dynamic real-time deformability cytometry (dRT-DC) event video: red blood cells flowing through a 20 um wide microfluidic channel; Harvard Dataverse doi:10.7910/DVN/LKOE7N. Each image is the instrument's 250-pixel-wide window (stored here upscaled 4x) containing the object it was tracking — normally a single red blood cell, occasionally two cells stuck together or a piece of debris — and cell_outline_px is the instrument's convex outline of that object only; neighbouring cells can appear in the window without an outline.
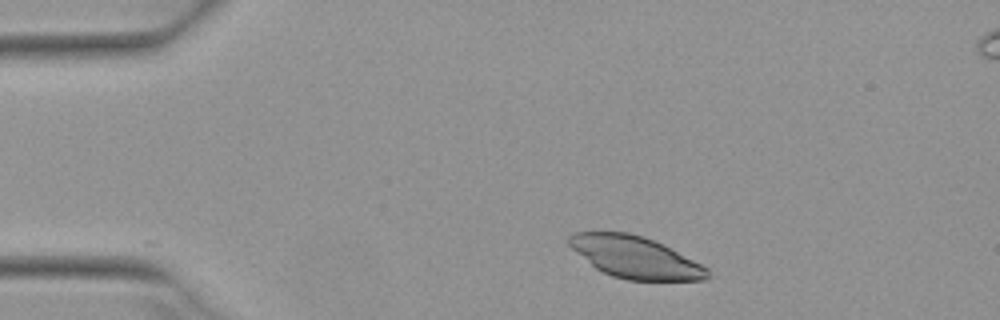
{"species": "Egyptian fruit bat (a non-hibernating species)", "species_latin": "Rousettus aegyptiacus", "temperature_condition": "warm", "stored_images_in_passage": 21, "camera_frame_rate_fps": 3000, "um_per_image_px": 0.085, "animal": {"sex": "female"}, "frame": {"image": 1, "passage_image": 1, "time_ms": 0.0, "image_size_px": [1000, 320], "cell_outline_px": [[712, 276], [704, 280], [628, 280], [612, 276], [596, 268], [576, 252], [568, 244], [568, 236], [572, 232], [628, 232], [644, 236], [664, 244], [672, 248], [708, 268]], "centroid_in_image_um": [54.01, 21.86], "position_along_channel_um": 31.0, "area_um2": 33.76}}